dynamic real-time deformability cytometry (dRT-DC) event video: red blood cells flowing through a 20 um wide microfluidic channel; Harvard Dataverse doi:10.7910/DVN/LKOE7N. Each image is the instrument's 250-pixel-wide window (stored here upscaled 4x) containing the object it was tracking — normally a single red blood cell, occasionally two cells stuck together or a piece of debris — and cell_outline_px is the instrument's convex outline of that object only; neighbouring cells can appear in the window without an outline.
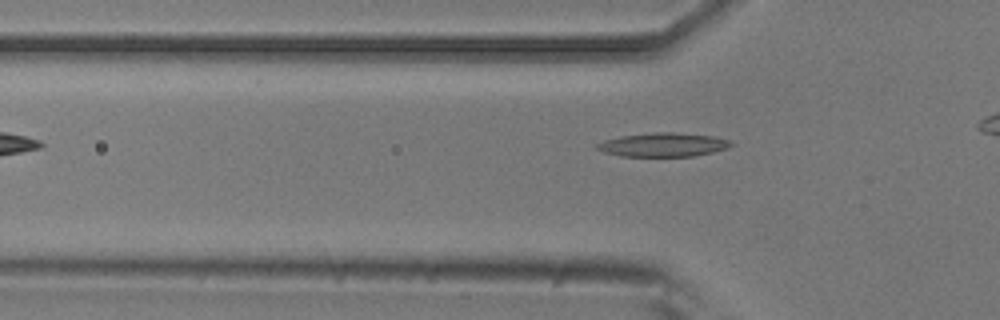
{"species": "common noctule bat (a hibernating species)", "species_latin": "Nyctalus noctula", "temperature_condition": "room temperature", "stored_images_in_passage": 23, "camera_frame_rate_fps": 3000, "um_per_image_px": 0.085, "animal": {"sex": "male", "body_mass_g": 20.5, "forearm_length_mm": 52.5}, "frame": {"image": 1, "passage_image": 3, "time_ms": 0.667, "image_size_px": [1000, 320], "cell_outline_px": [[732, 144], [728, 148], [712, 152], [692, 156], [620, 156], [604, 152], [596, 148], [596, 144], [604, 140], [620, 136], [656, 132], [672, 132], [716, 136], [728, 140]], "centroid_in_image_um": [56.36, 12.3], "position_along_channel_um": 69.4, "area_um2": 18.5}}
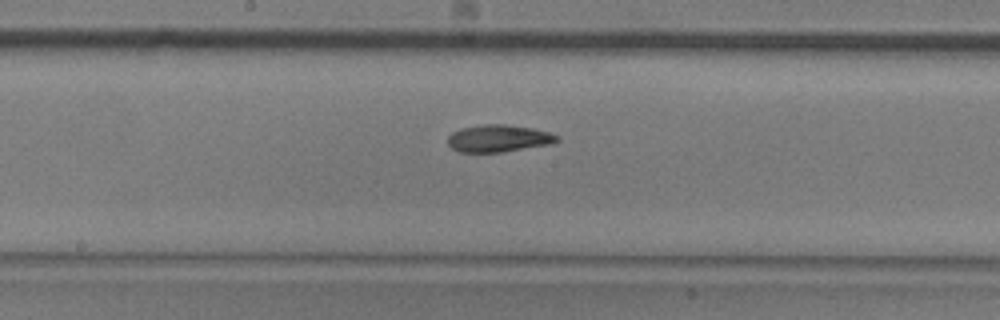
{"frame": {"image": 2, "passage_image": 14, "time_ms": 4.333, "image_size_px": [1000, 320], "cell_outline_px": [[560, 140], [552, 144], [500, 152], [460, 152], [452, 148], [448, 144], [448, 136], [452, 132], [460, 128], [484, 124], [504, 124], [532, 128], [548, 132], [560, 136]], "centroid_in_image_um": [42.38, 11.76], "position_along_channel_um": 205.8, "area_um2": 17.34}}
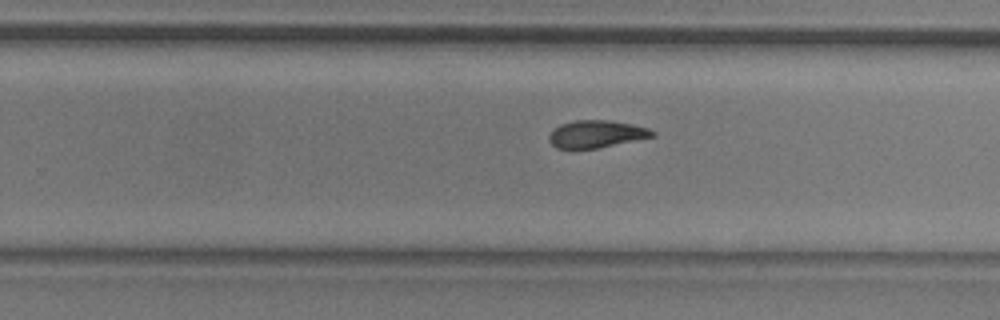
{"frame": {"image": 3, "passage_image": 20, "time_ms": 6.333, "image_size_px": [1000, 320], "cell_outline_px": [[656, 136], [596, 148], [556, 148], [548, 140], [548, 136], [560, 124], [576, 120], [608, 120], [632, 124], [648, 128], [656, 132]], "centroid_in_image_um": [50.71, 11.38], "position_along_channel_um": 279.1, "area_um2": 16.3}}